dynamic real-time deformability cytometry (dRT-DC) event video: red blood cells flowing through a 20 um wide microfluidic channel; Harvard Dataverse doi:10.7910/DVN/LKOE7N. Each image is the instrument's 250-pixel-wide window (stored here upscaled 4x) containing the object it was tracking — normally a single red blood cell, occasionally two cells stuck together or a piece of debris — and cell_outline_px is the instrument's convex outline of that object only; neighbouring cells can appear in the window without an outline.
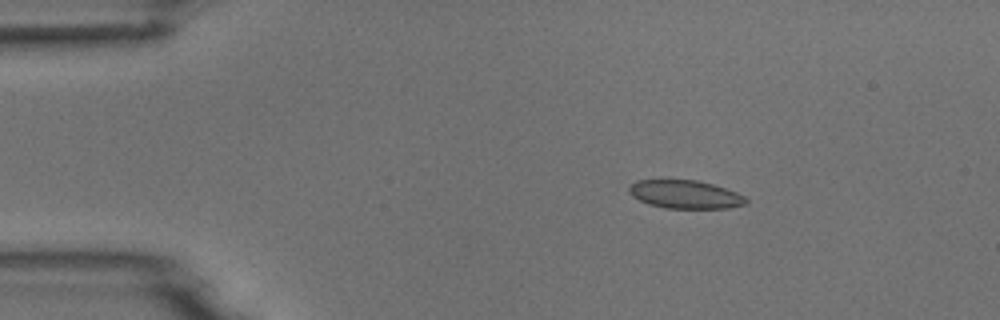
{"species": "common noctule bat (a hibernating species)", "species_latin": "Nyctalus noctula", "temperature_condition": "room temperature", "stored_images_in_passage": 3, "camera_frame_rate_fps": 3000, "um_per_image_px": 0.085, "animal": {"sex": "male", "body_mass_g": 18.8}, "frame": {"image": 1, "passage_image": 1, "time_ms": 0.0, "image_size_px": [1000, 320], "cell_outline_px": [[748, 204], [728, 208], [664, 208], [648, 204], [632, 196], [628, 192], [628, 188], [636, 180], [696, 180], [712, 184], [736, 192], [744, 196], [748, 200]], "centroid_in_image_um": [58.24, 16.53], "position_along_channel_um": 26.8, "area_um2": 19.25}}
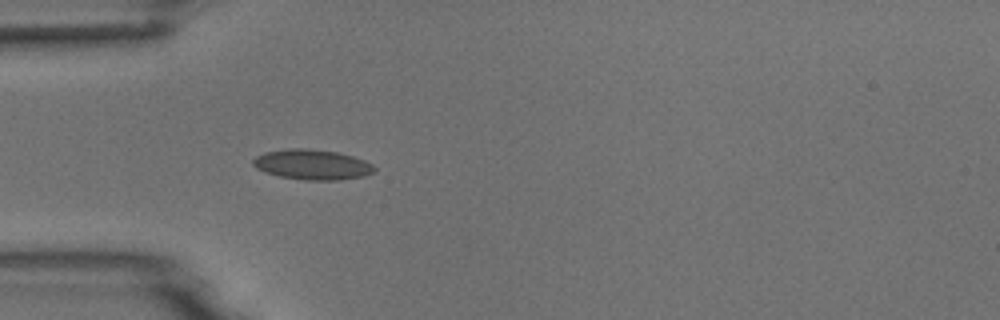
{"frame": {"image": 2, "passage_image": 3, "time_ms": 2.333, "image_size_px": [1000, 320], "cell_outline_px": [[376, 168], [372, 172], [364, 176], [340, 180], [304, 180], [280, 176], [264, 172], [256, 168], [252, 164], [252, 160], [256, 156], [264, 152], [288, 148], [304, 148], [336, 152], [352, 156], [364, 160], [372, 164]], "centroid_in_image_um": [26.51, 13.99], "position_along_channel_um": 58.5, "area_um2": 21.33}}